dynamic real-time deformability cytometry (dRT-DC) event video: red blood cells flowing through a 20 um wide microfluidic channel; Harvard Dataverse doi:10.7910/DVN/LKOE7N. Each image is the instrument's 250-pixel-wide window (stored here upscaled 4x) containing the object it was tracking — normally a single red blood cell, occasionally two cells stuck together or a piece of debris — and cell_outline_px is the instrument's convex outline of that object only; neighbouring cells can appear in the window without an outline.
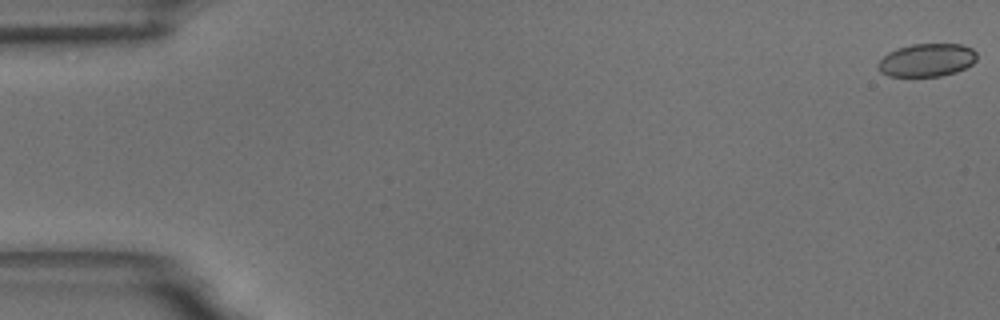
{"species": "common noctule bat (a hibernating species)", "species_latin": "Nyctalus noctula", "temperature_condition": "room temperature", "stored_images_in_passage": 56, "camera_frame_rate_fps": 3000, "um_per_image_px": 0.085, "animal": {"sex": "male", "body_mass_g": 18.8}, "frame": {"image": 1, "passage_image": 1, "time_ms": 0.0, "image_size_px": [1000, 320], "cell_outline_px": [[976, 60], [972, 64], [956, 72], [940, 76], [888, 76], [880, 72], [876, 68], [876, 64], [888, 52], [896, 48], [912, 44], [960, 44], [972, 48], [976, 52]], "centroid_in_image_um": [78.75, 5.11], "position_along_channel_um": 6.3, "area_um2": 19.13}}
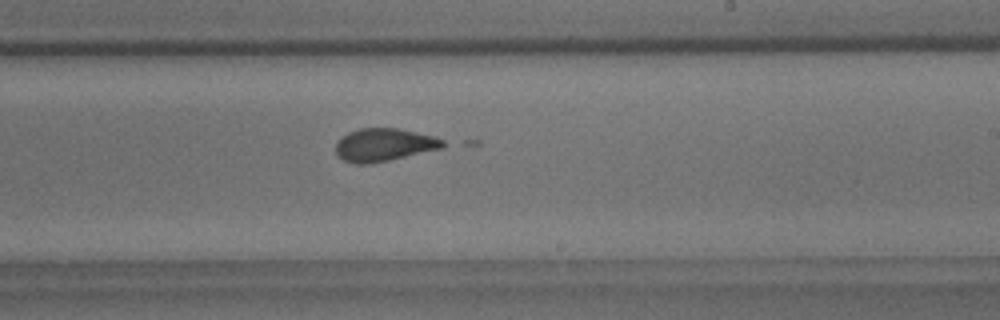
{"frame": {"image": 2, "passage_image": 34, "time_ms": 11.0, "image_size_px": [1000, 320], "cell_outline_px": [[452, 144], [444, 148], [372, 164], [356, 164], [344, 160], [336, 152], [336, 140], [348, 132], [360, 128], [396, 128], [432, 136], [444, 140]], "centroid_in_image_um": [32.68, 12.32], "position_along_channel_um": 256.3, "area_um2": 20.75}}
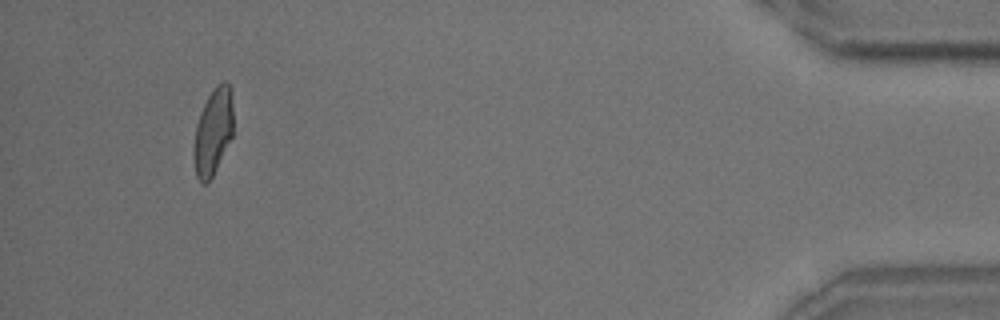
{"frame": {"image": 3, "passage_image": 53, "time_ms": 17.333, "image_size_px": [1000, 320], "cell_outline_px": [[232, 136], [208, 184], [204, 184], [196, 176], [192, 156], [192, 148], [196, 124], [200, 112], [208, 96], [216, 84], [224, 80], [228, 80], [232, 88]], "centroid_in_image_um": [18.09, 11.15], "position_along_channel_um": 417.1, "area_um2": 20.23}}